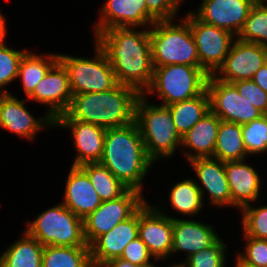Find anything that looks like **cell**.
<instances>
[{"label":"cell","instance_id":"cell-1","mask_svg":"<svg viewBox=\"0 0 267 267\" xmlns=\"http://www.w3.org/2000/svg\"><path fill=\"white\" fill-rule=\"evenodd\" d=\"M114 27L94 39L106 53L119 84L136 89L141 95L149 88L154 66L149 30Z\"/></svg>","mask_w":267,"mask_h":267},{"label":"cell","instance_id":"cell-2","mask_svg":"<svg viewBox=\"0 0 267 267\" xmlns=\"http://www.w3.org/2000/svg\"><path fill=\"white\" fill-rule=\"evenodd\" d=\"M140 96L136 89L119 83L104 92L74 94L67 111L56 119H75L105 129L126 126L135 122Z\"/></svg>","mask_w":267,"mask_h":267},{"label":"cell","instance_id":"cell-3","mask_svg":"<svg viewBox=\"0 0 267 267\" xmlns=\"http://www.w3.org/2000/svg\"><path fill=\"white\" fill-rule=\"evenodd\" d=\"M129 189L143 192V180L153 162L147 157L137 122L106 129L101 160Z\"/></svg>","mask_w":267,"mask_h":267},{"label":"cell","instance_id":"cell-4","mask_svg":"<svg viewBox=\"0 0 267 267\" xmlns=\"http://www.w3.org/2000/svg\"><path fill=\"white\" fill-rule=\"evenodd\" d=\"M135 121L141 132L147 157L154 163L162 157H171L181 147L171 111L167 106L148 103L144 95L138 98Z\"/></svg>","mask_w":267,"mask_h":267},{"label":"cell","instance_id":"cell-5","mask_svg":"<svg viewBox=\"0 0 267 267\" xmlns=\"http://www.w3.org/2000/svg\"><path fill=\"white\" fill-rule=\"evenodd\" d=\"M172 23L173 20L156 21L149 29L153 66H199L190 24L184 18L177 25Z\"/></svg>","mask_w":267,"mask_h":267},{"label":"cell","instance_id":"cell-6","mask_svg":"<svg viewBox=\"0 0 267 267\" xmlns=\"http://www.w3.org/2000/svg\"><path fill=\"white\" fill-rule=\"evenodd\" d=\"M209 75L200 66L173 64L154 66L153 78L144 96L157 93L162 106L184 101L206 90Z\"/></svg>","mask_w":267,"mask_h":267},{"label":"cell","instance_id":"cell-7","mask_svg":"<svg viewBox=\"0 0 267 267\" xmlns=\"http://www.w3.org/2000/svg\"><path fill=\"white\" fill-rule=\"evenodd\" d=\"M26 224L25 232L43 246H89L84 236L83 219L76 216L62 202Z\"/></svg>","mask_w":267,"mask_h":267},{"label":"cell","instance_id":"cell-8","mask_svg":"<svg viewBox=\"0 0 267 267\" xmlns=\"http://www.w3.org/2000/svg\"><path fill=\"white\" fill-rule=\"evenodd\" d=\"M95 57H73L58 54V60L66 68L72 94L104 92L118 82L106 53L95 41Z\"/></svg>","mask_w":267,"mask_h":267},{"label":"cell","instance_id":"cell-9","mask_svg":"<svg viewBox=\"0 0 267 267\" xmlns=\"http://www.w3.org/2000/svg\"><path fill=\"white\" fill-rule=\"evenodd\" d=\"M142 194L140 191L128 189L116 199L102 201L92 213L83 219L87 244L90 246L99 236L130 218L146 202Z\"/></svg>","mask_w":267,"mask_h":267},{"label":"cell","instance_id":"cell-10","mask_svg":"<svg viewBox=\"0 0 267 267\" xmlns=\"http://www.w3.org/2000/svg\"><path fill=\"white\" fill-rule=\"evenodd\" d=\"M183 18L190 24L200 68L208 75H213L223 64L236 36L230 31L200 21L192 11Z\"/></svg>","mask_w":267,"mask_h":267},{"label":"cell","instance_id":"cell-11","mask_svg":"<svg viewBox=\"0 0 267 267\" xmlns=\"http://www.w3.org/2000/svg\"><path fill=\"white\" fill-rule=\"evenodd\" d=\"M206 90L210 100V111L221 120L240 125L260 118L264 114L240 97L231 83H226L209 75Z\"/></svg>","mask_w":267,"mask_h":267},{"label":"cell","instance_id":"cell-12","mask_svg":"<svg viewBox=\"0 0 267 267\" xmlns=\"http://www.w3.org/2000/svg\"><path fill=\"white\" fill-rule=\"evenodd\" d=\"M164 213L147 201L138 209V237L156 261L169 258L173 246V218Z\"/></svg>","mask_w":267,"mask_h":267},{"label":"cell","instance_id":"cell-13","mask_svg":"<svg viewBox=\"0 0 267 267\" xmlns=\"http://www.w3.org/2000/svg\"><path fill=\"white\" fill-rule=\"evenodd\" d=\"M266 62L267 48L236 38L223 64L213 76L231 84L240 80H252L254 74Z\"/></svg>","mask_w":267,"mask_h":267},{"label":"cell","instance_id":"cell-14","mask_svg":"<svg viewBox=\"0 0 267 267\" xmlns=\"http://www.w3.org/2000/svg\"><path fill=\"white\" fill-rule=\"evenodd\" d=\"M72 96L67 70L58 60L36 84L33 93L27 99L46 105L47 114L55 120L67 111Z\"/></svg>","mask_w":267,"mask_h":267},{"label":"cell","instance_id":"cell-15","mask_svg":"<svg viewBox=\"0 0 267 267\" xmlns=\"http://www.w3.org/2000/svg\"><path fill=\"white\" fill-rule=\"evenodd\" d=\"M257 0H202L193 14L202 22L230 31L236 37Z\"/></svg>","mask_w":267,"mask_h":267},{"label":"cell","instance_id":"cell-16","mask_svg":"<svg viewBox=\"0 0 267 267\" xmlns=\"http://www.w3.org/2000/svg\"><path fill=\"white\" fill-rule=\"evenodd\" d=\"M100 10L94 37L114 27L143 28L156 22L147 12L145 0H107Z\"/></svg>","mask_w":267,"mask_h":267},{"label":"cell","instance_id":"cell-17","mask_svg":"<svg viewBox=\"0 0 267 267\" xmlns=\"http://www.w3.org/2000/svg\"><path fill=\"white\" fill-rule=\"evenodd\" d=\"M25 101L17 99L10 93H0V127L34 140L42 128H47V125L54 126V119L47 113L41 119L34 118L25 107Z\"/></svg>","mask_w":267,"mask_h":267},{"label":"cell","instance_id":"cell-18","mask_svg":"<svg viewBox=\"0 0 267 267\" xmlns=\"http://www.w3.org/2000/svg\"><path fill=\"white\" fill-rule=\"evenodd\" d=\"M71 129L76 158L72 166L87 163H99L104 148L106 129L96 124L85 123L75 119H55L54 127Z\"/></svg>","mask_w":267,"mask_h":267},{"label":"cell","instance_id":"cell-19","mask_svg":"<svg viewBox=\"0 0 267 267\" xmlns=\"http://www.w3.org/2000/svg\"><path fill=\"white\" fill-rule=\"evenodd\" d=\"M196 177L199 179L198 188L204 199V190L210 196L213 206H231V194L225 173V162L212 157L194 158L189 161ZM205 188V189H203Z\"/></svg>","mask_w":267,"mask_h":267},{"label":"cell","instance_id":"cell-20","mask_svg":"<svg viewBox=\"0 0 267 267\" xmlns=\"http://www.w3.org/2000/svg\"><path fill=\"white\" fill-rule=\"evenodd\" d=\"M137 236L138 210L89 246L91 263L106 264L112 259L120 258L124 248Z\"/></svg>","mask_w":267,"mask_h":267},{"label":"cell","instance_id":"cell-21","mask_svg":"<svg viewBox=\"0 0 267 267\" xmlns=\"http://www.w3.org/2000/svg\"><path fill=\"white\" fill-rule=\"evenodd\" d=\"M244 160L226 161L225 173L231 194V206L240 211L258 200L260 195L259 173Z\"/></svg>","mask_w":267,"mask_h":267},{"label":"cell","instance_id":"cell-22","mask_svg":"<svg viewBox=\"0 0 267 267\" xmlns=\"http://www.w3.org/2000/svg\"><path fill=\"white\" fill-rule=\"evenodd\" d=\"M63 200L62 203L81 219L102 203L87 173L80 166H71Z\"/></svg>","mask_w":267,"mask_h":267},{"label":"cell","instance_id":"cell-23","mask_svg":"<svg viewBox=\"0 0 267 267\" xmlns=\"http://www.w3.org/2000/svg\"><path fill=\"white\" fill-rule=\"evenodd\" d=\"M173 218L171 254L186 252L187 258L213 245L220 237L210 224L195 220Z\"/></svg>","mask_w":267,"mask_h":267},{"label":"cell","instance_id":"cell-24","mask_svg":"<svg viewBox=\"0 0 267 267\" xmlns=\"http://www.w3.org/2000/svg\"><path fill=\"white\" fill-rule=\"evenodd\" d=\"M220 123L221 119L209 111L182 137L181 146L184 147V150L189 148L183 152L188 161L194 158L214 156Z\"/></svg>","mask_w":267,"mask_h":267},{"label":"cell","instance_id":"cell-25","mask_svg":"<svg viewBox=\"0 0 267 267\" xmlns=\"http://www.w3.org/2000/svg\"><path fill=\"white\" fill-rule=\"evenodd\" d=\"M43 245L25 231L0 254V267H42Z\"/></svg>","mask_w":267,"mask_h":267},{"label":"cell","instance_id":"cell-26","mask_svg":"<svg viewBox=\"0 0 267 267\" xmlns=\"http://www.w3.org/2000/svg\"><path fill=\"white\" fill-rule=\"evenodd\" d=\"M171 111L174 125L183 137L210 111V100L207 90L193 98L176 102L167 106Z\"/></svg>","mask_w":267,"mask_h":267},{"label":"cell","instance_id":"cell-27","mask_svg":"<svg viewBox=\"0 0 267 267\" xmlns=\"http://www.w3.org/2000/svg\"><path fill=\"white\" fill-rule=\"evenodd\" d=\"M247 155L243 141L242 125L221 120L212 158L226 162L244 160Z\"/></svg>","mask_w":267,"mask_h":267},{"label":"cell","instance_id":"cell-28","mask_svg":"<svg viewBox=\"0 0 267 267\" xmlns=\"http://www.w3.org/2000/svg\"><path fill=\"white\" fill-rule=\"evenodd\" d=\"M58 61V54H33L27 51L19 65L18 78L21 77L22 86L28 98L34 91L36 84L44 78L48 70Z\"/></svg>","mask_w":267,"mask_h":267},{"label":"cell","instance_id":"cell-29","mask_svg":"<svg viewBox=\"0 0 267 267\" xmlns=\"http://www.w3.org/2000/svg\"><path fill=\"white\" fill-rule=\"evenodd\" d=\"M89 246L43 247L42 267H91Z\"/></svg>","mask_w":267,"mask_h":267},{"label":"cell","instance_id":"cell-30","mask_svg":"<svg viewBox=\"0 0 267 267\" xmlns=\"http://www.w3.org/2000/svg\"><path fill=\"white\" fill-rule=\"evenodd\" d=\"M80 167L87 173L102 201L116 199L129 189L100 163H87Z\"/></svg>","mask_w":267,"mask_h":267},{"label":"cell","instance_id":"cell-31","mask_svg":"<svg viewBox=\"0 0 267 267\" xmlns=\"http://www.w3.org/2000/svg\"><path fill=\"white\" fill-rule=\"evenodd\" d=\"M171 191L169 192V201L171 208L175 209L176 212L183 215H196L202 206H204V201L202 193L198 188V183L193 179H186L176 183Z\"/></svg>","mask_w":267,"mask_h":267},{"label":"cell","instance_id":"cell-32","mask_svg":"<svg viewBox=\"0 0 267 267\" xmlns=\"http://www.w3.org/2000/svg\"><path fill=\"white\" fill-rule=\"evenodd\" d=\"M236 38L267 48V5L265 2L256 1Z\"/></svg>","mask_w":267,"mask_h":267},{"label":"cell","instance_id":"cell-33","mask_svg":"<svg viewBox=\"0 0 267 267\" xmlns=\"http://www.w3.org/2000/svg\"><path fill=\"white\" fill-rule=\"evenodd\" d=\"M242 135L247 154L267 151V115L242 125Z\"/></svg>","mask_w":267,"mask_h":267},{"label":"cell","instance_id":"cell-34","mask_svg":"<svg viewBox=\"0 0 267 267\" xmlns=\"http://www.w3.org/2000/svg\"><path fill=\"white\" fill-rule=\"evenodd\" d=\"M226 251V244L219 238L213 245L196 252L181 263L184 267H225Z\"/></svg>","mask_w":267,"mask_h":267},{"label":"cell","instance_id":"cell-35","mask_svg":"<svg viewBox=\"0 0 267 267\" xmlns=\"http://www.w3.org/2000/svg\"><path fill=\"white\" fill-rule=\"evenodd\" d=\"M242 227L246 236L267 240V205H248L241 210Z\"/></svg>","mask_w":267,"mask_h":267},{"label":"cell","instance_id":"cell-36","mask_svg":"<svg viewBox=\"0 0 267 267\" xmlns=\"http://www.w3.org/2000/svg\"><path fill=\"white\" fill-rule=\"evenodd\" d=\"M3 43L0 45V92L10 93L6 88L7 84L18 78L19 65L22 57L28 51H19L9 48Z\"/></svg>","mask_w":267,"mask_h":267},{"label":"cell","instance_id":"cell-37","mask_svg":"<svg viewBox=\"0 0 267 267\" xmlns=\"http://www.w3.org/2000/svg\"><path fill=\"white\" fill-rule=\"evenodd\" d=\"M232 84L238 90L240 97L267 115V92L262 90L253 80H240Z\"/></svg>","mask_w":267,"mask_h":267},{"label":"cell","instance_id":"cell-38","mask_svg":"<svg viewBox=\"0 0 267 267\" xmlns=\"http://www.w3.org/2000/svg\"><path fill=\"white\" fill-rule=\"evenodd\" d=\"M244 238L247 241L244 252L237 255L251 265L267 267V240L248 237L245 234Z\"/></svg>","mask_w":267,"mask_h":267},{"label":"cell","instance_id":"cell-39","mask_svg":"<svg viewBox=\"0 0 267 267\" xmlns=\"http://www.w3.org/2000/svg\"><path fill=\"white\" fill-rule=\"evenodd\" d=\"M146 244L137 236L124 248L121 259L138 267H145L152 264Z\"/></svg>","mask_w":267,"mask_h":267},{"label":"cell","instance_id":"cell-40","mask_svg":"<svg viewBox=\"0 0 267 267\" xmlns=\"http://www.w3.org/2000/svg\"><path fill=\"white\" fill-rule=\"evenodd\" d=\"M181 0H145L147 12L156 20H174Z\"/></svg>","mask_w":267,"mask_h":267},{"label":"cell","instance_id":"cell-41","mask_svg":"<svg viewBox=\"0 0 267 267\" xmlns=\"http://www.w3.org/2000/svg\"><path fill=\"white\" fill-rule=\"evenodd\" d=\"M252 80L267 92V62L254 74Z\"/></svg>","mask_w":267,"mask_h":267},{"label":"cell","instance_id":"cell-42","mask_svg":"<svg viewBox=\"0 0 267 267\" xmlns=\"http://www.w3.org/2000/svg\"><path fill=\"white\" fill-rule=\"evenodd\" d=\"M107 267H138L121 258H115L105 264Z\"/></svg>","mask_w":267,"mask_h":267},{"label":"cell","instance_id":"cell-43","mask_svg":"<svg viewBox=\"0 0 267 267\" xmlns=\"http://www.w3.org/2000/svg\"><path fill=\"white\" fill-rule=\"evenodd\" d=\"M6 18L0 12V45L4 43V40L7 36V27H6Z\"/></svg>","mask_w":267,"mask_h":267},{"label":"cell","instance_id":"cell-44","mask_svg":"<svg viewBox=\"0 0 267 267\" xmlns=\"http://www.w3.org/2000/svg\"><path fill=\"white\" fill-rule=\"evenodd\" d=\"M236 263H235V267H257V266H254V265H251L245 261H243L238 255L236 257Z\"/></svg>","mask_w":267,"mask_h":267},{"label":"cell","instance_id":"cell-45","mask_svg":"<svg viewBox=\"0 0 267 267\" xmlns=\"http://www.w3.org/2000/svg\"><path fill=\"white\" fill-rule=\"evenodd\" d=\"M91 267H107L105 264H91Z\"/></svg>","mask_w":267,"mask_h":267},{"label":"cell","instance_id":"cell-46","mask_svg":"<svg viewBox=\"0 0 267 267\" xmlns=\"http://www.w3.org/2000/svg\"><path fill=\"white\" fill-rule=\"evenodd\" d=\"M168 267H184V265L182 263H178V264L170 265Z\"/></svg>","mask_w":267,"mask_h":267},{"label":"cell","instance_id":"cell-47","mask_svg":"<svg viewBox=\"0 0 267 267\" xmlns=\"http://www.w3.org/2000/svg\"><path fill=\"white\" fill-rule=\"evenodd\" d=\"M145 267H157L156 264L154 265L153 263L149 266H145Z\"/></svg>","mask_w":267,"mask_h":267}]
</instances>
